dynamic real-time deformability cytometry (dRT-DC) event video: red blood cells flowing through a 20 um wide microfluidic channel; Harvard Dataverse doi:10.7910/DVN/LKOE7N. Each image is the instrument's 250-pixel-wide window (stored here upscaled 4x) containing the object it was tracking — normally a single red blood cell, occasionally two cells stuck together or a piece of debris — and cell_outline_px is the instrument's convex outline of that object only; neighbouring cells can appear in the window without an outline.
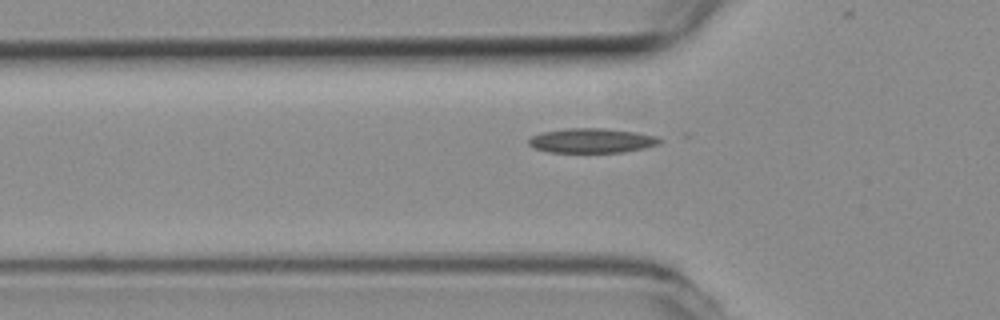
{"species": "common noctule bat (a hibernating species)", "species_latin": "Nyctalus noctula", "temperature_condition": "room temperature", "stored_images_in_passage": 3, "segment_of_instrument_passage": [2, 2], "camera_frame_rate_fps": 3000, "um_per_image_px": 0.085, "animal": {"sex": "female", "body_mass_g": 19.3, "forearm_length_mm": 54.1}, "frame": {"image": 1, "passage_image": 3, "time_ms": 0.667, "image_size_px": [1000, 320], "cell_outline_px": [[660, 140], [656, 144], [644, 148], [624, 152], [548, 152], [536, 148], [528, 144], [528, 140], [532, 136], [544, 132], [568, 128], [604, 128], [636, 132], [656, 136]], "centroid_in_image_um": [50.28, 11.95], "position_along_channel_um": 75.5, "area_um2": 18.5}}